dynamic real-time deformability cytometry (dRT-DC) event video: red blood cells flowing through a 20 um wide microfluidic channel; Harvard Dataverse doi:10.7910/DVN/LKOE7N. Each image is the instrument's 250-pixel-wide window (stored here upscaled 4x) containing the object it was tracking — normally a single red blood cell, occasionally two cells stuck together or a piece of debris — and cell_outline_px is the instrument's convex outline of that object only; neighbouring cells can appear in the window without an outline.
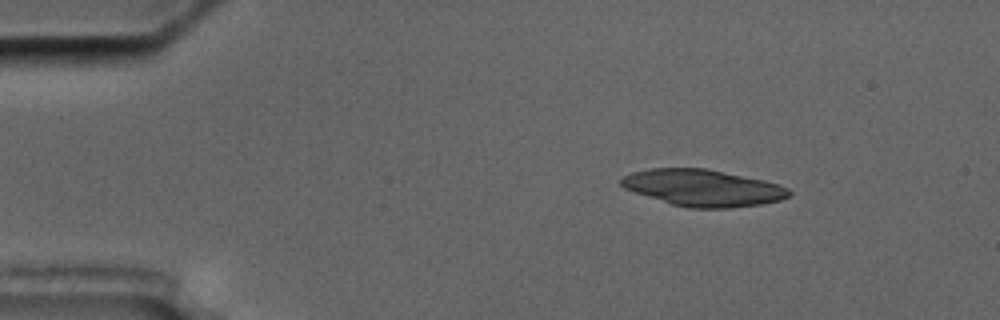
{"species": "common noctule bat (a hibernating species)", "species_latin": "Nyctalus noctula", "temperature_condition": "cold", "stored_images_in_passage": 4, "camera_frame_rate_fps": 3000, "um_per_image_px": 0.085, "animal": {"sex": "male", "body_mass_g": 17.5, "forearm_length_mm": 52.3}, "frame": {"image": 1, "passage_image": 2, "time_ms": 2.0, "image_size_px": [1000, 320], "cell_outline_px": [[792, 192], [788, 196], [780, 200], [760, 204], [728, 208], [688, 208], [672, 204], [624, 188], [620, 184], [620, 176], [632, 172], [648, 168], [708, 168], [764, 180], [788, 188]], "centroid_in_image_um": [59.72, 15.95], "position_along_channel_um": 25.3, "area_um2": 35.78}}